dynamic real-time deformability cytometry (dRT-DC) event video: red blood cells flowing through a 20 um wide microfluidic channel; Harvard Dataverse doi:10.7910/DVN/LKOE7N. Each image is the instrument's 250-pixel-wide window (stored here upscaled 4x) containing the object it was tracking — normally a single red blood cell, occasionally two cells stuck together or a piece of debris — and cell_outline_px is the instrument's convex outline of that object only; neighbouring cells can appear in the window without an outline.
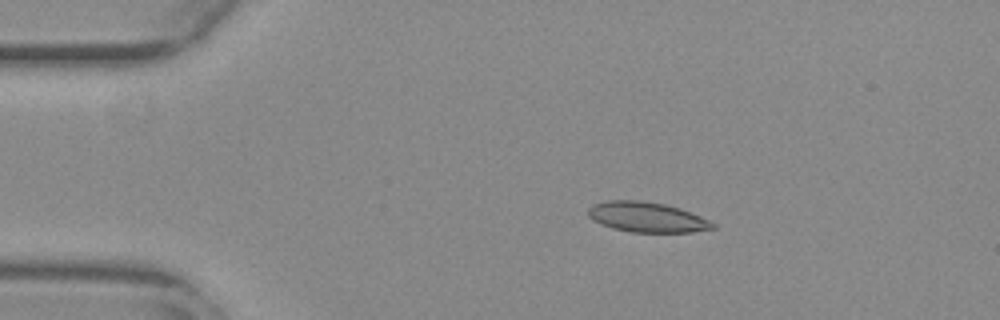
{"species": "common noctule bat (a hibernating species)", "species_latin": "Nyctalus noctula", "temperature_condition": "warm", "stored_images_in_passage": 56, "camera_frame_rate_fps": 3000, "um_per_image_px": 0.085, "animal": {"sex": "female", "body_mass_g": 29.2, "forearm_length_mm": 56.3}, "frame": {"image": 1, "passage_image": 11, "time_ms": 3.333, "image_size_px": [1000, 320], "cell_outline_px": [[716, 228], [692, 232], [632, 232], [612, 228], [600, 224], [592, 220], [588, 216], [588, 208], [592, 204], [604, 200], [640, 200], [664, 204], [680, 208], [700, 216], [716, 224]], "centroid_in_image_um": [54.95, 18.45], "position_along_channel_um": 30.0, "area_um2": 22.02}}
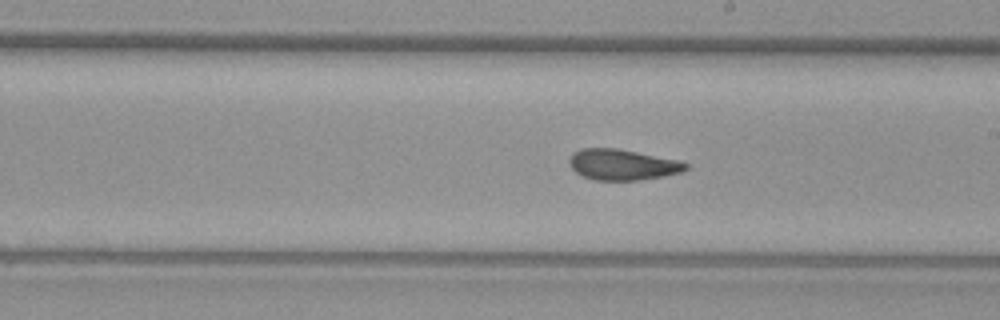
{"frame": {"image": 2, "passage_image": 32, "time_ms": 10.333, "image_size_px": [1000, 320], "cell_outline_px": [[688, 168], [680, 172], [664, 176], [640, 180], [592, 180], [580, 176], [568, 164], [568, 160], [572, 152], [580, 148], [616, 148], [676, 160], [688, 164]], "centroid_in_image_um": [52.82, 14.0], "position_along_channel_um": 236.2, "area_um2": 20.92}}
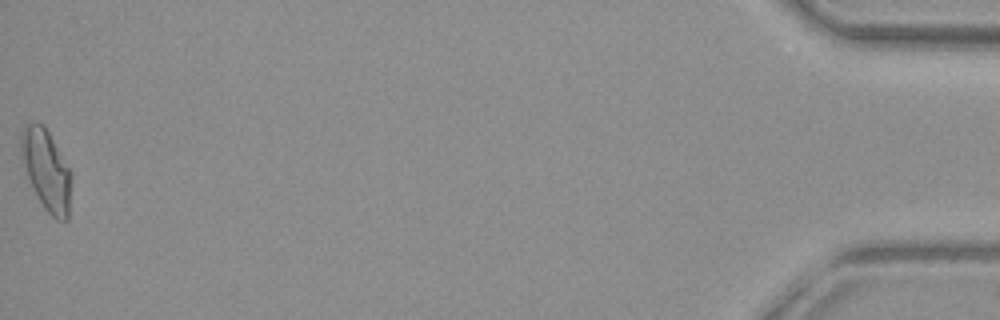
{"frame": {"image": 3, "passage_image": 56, "time_ms": 18.333, "image_size_px": [1000, 320], "cell_outline_px": [[72, 176], [68, 220], [56, 220], [44, 208], [36, 196], [28, 180], [20, 156], [20, 132], [28, 120], [44, 124], [68, 168]], "centroid_in_image_um": [3.9, 14.43], "position_along_channel_um": 431.3, "area_um2": 23.93}, "authors_computed_cell_mechanics": {"area_um2": 21.3571, "velocity_mm_per_s": 3.7483, "shape_relaxation_time_tau1_ms": null, "shape_relaxation_time_tau2_ms": 2.0892, "deformation_change_tau1": null, "deformation_change_tau2": 0.0911}}